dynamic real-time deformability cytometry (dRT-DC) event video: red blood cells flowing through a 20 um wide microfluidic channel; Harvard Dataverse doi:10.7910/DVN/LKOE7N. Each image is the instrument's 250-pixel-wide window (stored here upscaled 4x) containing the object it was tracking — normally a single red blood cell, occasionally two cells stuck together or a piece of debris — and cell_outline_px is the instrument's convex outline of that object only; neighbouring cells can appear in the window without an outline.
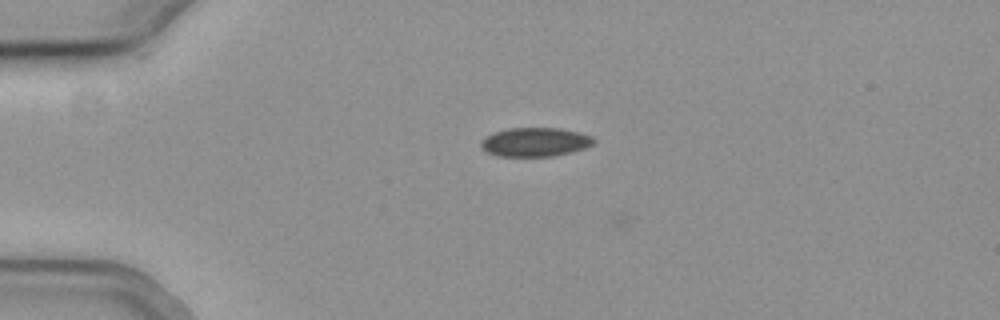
{"species": "common noctule bat (a hibernating species)", "species_latin": "Nyctalus noctula", "temperature_condition": "cold", "stored_images_in_passage": 19, "camera_frame_rate_fps": 3000, "um_per_image_px": 0.085, "animal": {"sex": "female", "body_mass_g": 19.3, "forearm_length_mm": 54.1}, "frame": {"image": 1, "passage_image": 17, "time_ms": 5.333, "image_size_px": [1000, 320], "cell_outline_px": [[596, 140], [592, 144], [584, 148], [572, 152], [552, 156], [496, 156], [488, 152], [480, 144], [488, 136], [496, 132], [512, 128], [560, 128], [580, 132], [592, 136]], "centroid_in_image_um": [45.55, 12.07], "position_along_channel_um": 39.4, "area_um2": 18.73}}